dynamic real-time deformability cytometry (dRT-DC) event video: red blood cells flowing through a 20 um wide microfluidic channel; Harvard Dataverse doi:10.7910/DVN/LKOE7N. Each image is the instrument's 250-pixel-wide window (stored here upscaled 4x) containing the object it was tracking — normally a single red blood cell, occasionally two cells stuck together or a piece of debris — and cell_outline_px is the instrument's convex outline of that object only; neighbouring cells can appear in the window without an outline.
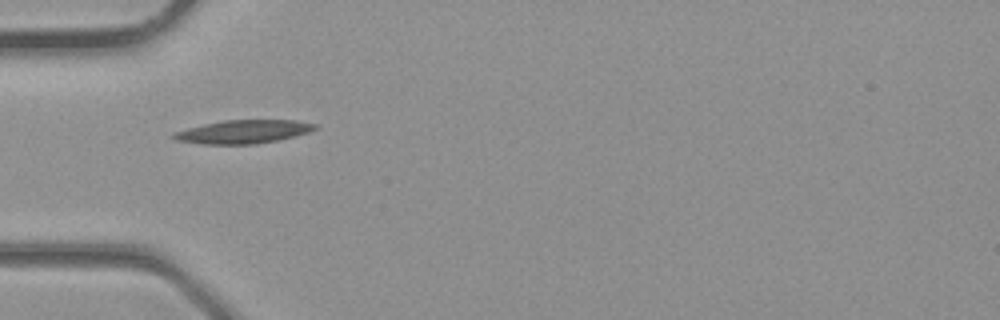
{"species": "common noctule bat (a hibernating species)", "species_latin": "Nyctalus noctula", "temperature_condition": "room temperature", "stored_images_in_passage": 3, "camera_frame_rate_fps": 3000, "um_per_image_px": 0.085, "animal": {"sex": "male", "body_mass_g": 23.1, "forearm_length_mm": 52.7}, "frame": {"image": 1, "passage_image": 3, "time_ms": 0.667, "image_size_px": [1000, 320], "cell_outline_px": [[320, 128], [296, 136], [256, 144], [204, 144], [176, 140], [172, 136], [172, 132], [204, 124], [224, 120], [296, 120], [316, 124]], "centroid_in_image_um": [20.71, 11.19], "position_along_channel_um": 64.3, "area_um2": 19.25}}